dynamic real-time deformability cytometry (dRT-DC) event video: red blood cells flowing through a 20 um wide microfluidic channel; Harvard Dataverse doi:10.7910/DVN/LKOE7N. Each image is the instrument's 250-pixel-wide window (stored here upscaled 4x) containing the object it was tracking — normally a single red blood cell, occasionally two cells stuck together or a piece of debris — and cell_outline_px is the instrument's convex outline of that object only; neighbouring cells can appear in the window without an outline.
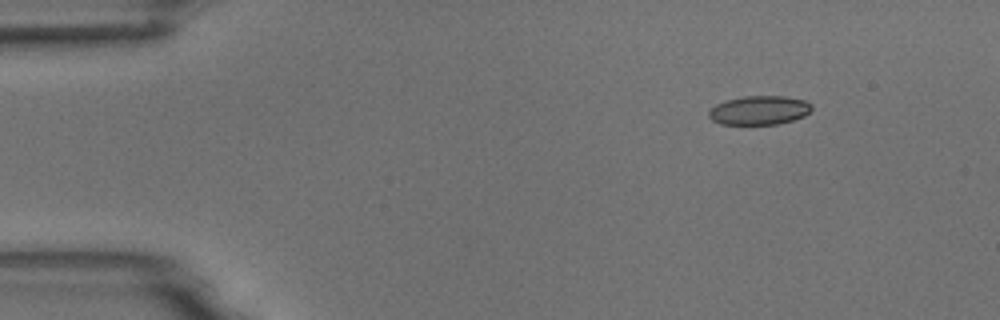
{"species": "common noctule bat (a hibernating species)", "species_latin": "Nyctalus noctula", "temperature_condition": "room temperature", "stored_images_in_passage": 4, "camera_frame_rate_fps": 3000, "um_per_image_px": 0.085, "animal": {"sex": "male", "body_mass_g": 18.8}, "frame": {"image": 1, "passage_image": 2, "time_ms": 1.0, "image_size_px": [1000, 320], "cell_outline_px": [[812, 108], [804, 116], [792, 120], [776, 124], [720, 124], [712, 120], [708, 116], [708, 112], [716, 104], [728, 100], [744, 96], [784, 96], [804, 100], [812, 104]], "centroid_in_image_um": [64.53, 9.37], "position_along_channel_um": 20.5, "area_um2": 17.22}}
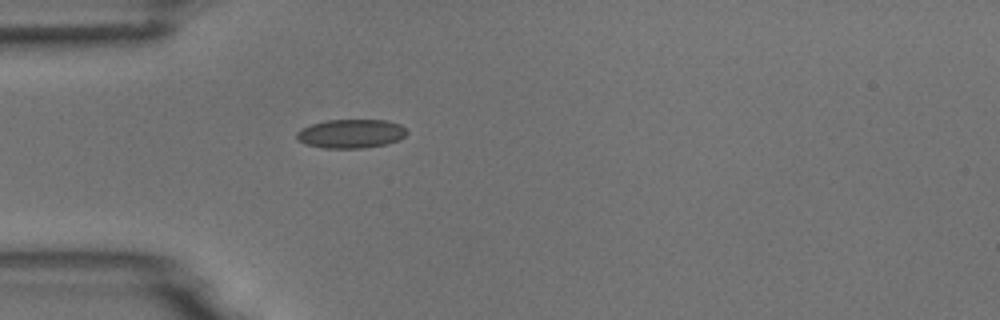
{"frame": {"image": 2, "passage_image": 4, "time_ms": 4.0, "image_size_px": [1000, 320], "cell_outline_px": [[408, 132], [400, 140], [388, 144], [364, 148], [324, 148], [304, 144], [296, 136], [296, 132], [300, 128], [312, 124], [328, 120], [388, 120], [400, 124]], "centroid_in_image_um": [29.85, 11.36], "position_along_channel_um": 55.2, "area_um2": 18.67}}